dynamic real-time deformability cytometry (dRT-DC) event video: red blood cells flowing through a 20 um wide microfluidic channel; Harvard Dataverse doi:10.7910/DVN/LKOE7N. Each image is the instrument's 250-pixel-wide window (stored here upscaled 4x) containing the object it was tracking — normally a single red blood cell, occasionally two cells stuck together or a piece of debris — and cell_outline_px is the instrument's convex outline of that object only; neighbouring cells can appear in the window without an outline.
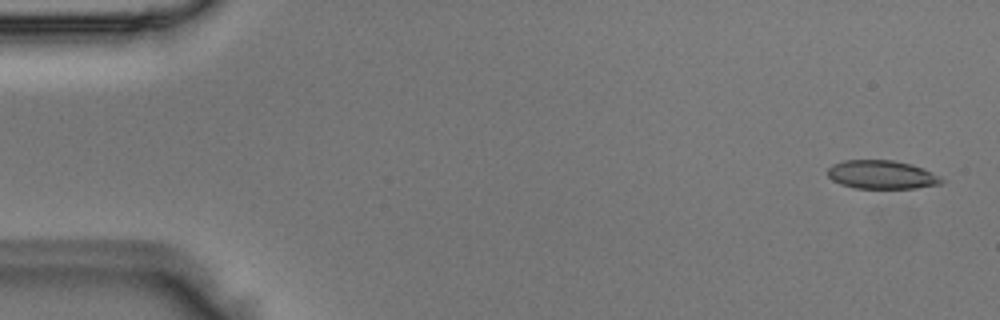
{"species": "Egyptian fruit bat (a non-hibernating species)", "species_latin": "Rousettus aegyptiacus", "temperature_condition": "room temperature", "stored_images_in_passage": 5, "camera_frame_rate_fps": 3000, "um_per_image_px": 0.085, "animal": {"sex": "male"}, "frame": {"image": 1, "passage_image": 1, "time_ms": 0.0, "image_size_px": [1000, 320], "cell_outline_px": [[944, 180], [940, 184], [916, 188], [856, 188], [840, 184], [832, 180], [828, 176], [828, 168], [832, 164], [844, 160], [892, 160], [912, 164], [924, 168], [940, 176]], "centroid_in_image_um": [74.95, 14.84], "position_along_channel_um": 10.1, "area_um2": 19.02}}
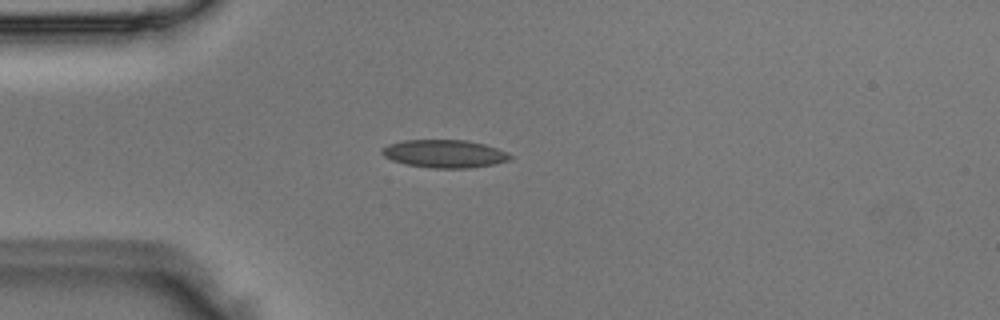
{"frame": {"image": 2, "passage_image": 4, "time_ms": 1.0, "image_size_px": [1000, 320], "cell_outline_px": [[516, 156], [508, 160], [492, 164], [468, 168], [432, 168], [404, 164], [392, 160], [384, 156], [380, 152], [388, 144], [400, 140], [468, 140], [484, 144], [508, 152]], "centroid_in_image_um": [37.78, 13.06], "position_along_channel_um": 47.2, "area_um2": 20.92}}